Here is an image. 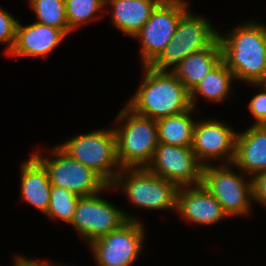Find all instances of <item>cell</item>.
Wrapping results in <instances>:
<instances>
[{
  "label": "cell",
  "mask_w": 266,
  "mask_h": 266,
  "mask_svg": "<svg viewBox=\"0 0 266 266\" xmlns=\"http://www.w3.org/2000/svg\"><path fill=\"white\" fill-rule=\"evenodd\" d=\"M146 76L127 106L139 115L159 120L192 108L190 91L170 71L143 65Z\"/></svg>",
  "instance_id": "obj_1"
},
{
  "label": "cell",
  "mask_w": 266,
  "mask_h": 266,
  "mask_svg": "<svg viewBox=\"0 0 266 266\" xmlns=\"http://www.w3.org/2000/svg\"><path fill=\"white\" fill-rule=\"evenodd\" d=\"M222 61L233 72L235 79L249 83L266 81V45L262 25H241L227 37L218 33Z\"/></svg>",
  "instance_id": "obj_2"
},
{
  "label": "cell",
  "mask_w": 266,
  "mask_h": 266,
  "mask_svg": "<svg viewBox=\"0 0 266 266\" xmlns=\"http://www.w3.org/2000/svg\"><path fill=\"white\" fill-rule=\"evenodd\" d=\"M117 120H126L125 126L114 129L118 167L146 168L159 144L157 121L137 114L127 105Z\"/></svg>",
  "instance_id": "obj_3"
},
{
  "label": "cell",
  "mask_w": 266,
  "mask_h": 266,
  "mask_svg": "<svg viewBox=\"0 0 266 266\" xmlns=\"http://www.w3.org/2000/svg\"><path fill=\"white\" fill-rule=\"evenodd\" d=\"M126 171H128V175H126ZM121 172H124L125 175ZM114 185L115 187L116 185L122 186L128 198L137 206L155 210L176 209L179 187L175 183L151 173L147 168H122L111 187Z\"/></svg>",
  "instance_id": "obj_4"
},
{
  "label": "cell",
  "mask_w": 266,
  "mask_h": 266,
  "mask_svg": "<svg viewBox=\"0 0 266 266\" xmlns=\"http://www.w3.org/2000/svg\"><path fill=\"white\" fill-rule=\"evenodd\" d=\"M218 38V32L203 17L188 11L180 18L175 34L162 52L149 64L159 71L174 68L187 56L208 48Z\"/></svg>",
  "instance_id": "obj_5"
},
{
  "label": "cell",
  "mask_w": 266,
  "mask_h": 266,
  "mask_svg": "<svg viewBox=\"0 0 266 266\" xmlns=\"http://www.w3.org/2000/svg\"><path fill=\"white\" fill-rule=\"evenodd\" d=\"M59 147L70 157L92 169L108 185L114 182L119 173L113 172L111 168L119 164L114 129L81 134Z\"/></svg>",
  "instance_id": "obj_6"
},
{
  "label": "cell",
  "mask_w": 266,
  "mask_h": 266,
  "mask_svg": "<svg viewBox=\"0 0 266 266\" xmlns=\"http://www.w3.org/2000/svg\"><path fill=\"white\" fill-rule=\"evenodd\" d=\"M52 152L57 158L51 160L34 154L47 169L51 185L62 187L80 197L92 196L111 187L92 169L70 157L59 146Z\"/></svg>",
  "instance_id": "obj_7"
},
{
  "label": "cell",
  "mask_w": 266,
  "mask_h": 266,
  "mask_svg": "<svg viewBox=\"0 0 266 266\" xmlns=\"http://www.w3.org/2000/svg\"><path fill=\"white\" fill-rule=\"evenodd\" d=\"M230 166L232 165L218 168L205 163L201 182L220 203L227 217L247 214L250 210V199H253L252 179L248 183L244 182L243 177L235 174Z\"/></svg>",
  "instance_id": "obj_8"
},
{
  "label": "cell",
  "mask_w": 266,
  "mask_h": 266,
  "mask_svg": "<svg viewBox=\"0 0 266 266\" xmlns=\"http://www.w3.org/2000/svg\"><path fill=\"white\" fill-rule=\"evenodd\" d=\"M186 5L183 0H162L134 36L141 39L144 65H149L171 41L180 18L187 12Z\"/></svg>",
  "instance_id": "obj_9"
},
{
  "label": "cell",
  "mask_w": 266,
  "mask_h": 266,
  "mask_svg": "<svg viewBox=\"0 0 266 266\" xmlns=\"http://www.w3.org/2000/svg\"><path fill=\"white\" fill-rule=\"evenodd\" d=\"M98 195L80 197L70 223L90 243L136 219Z\"/></svg>",
  "instance_id": "obj_10"
},
{
  "label": "cell",
  "mask_w": 266,
  "mask_h": 266,
  "mask_svg": "<svg viewBox=\"0 0 266 266\" xmlns=\"http://www.w3.org/2000/svg\"><path fill=\"white\" fill-rule=\"evenodd\" d=\"M143 225L128 220L119 229L90 243L99 266H130L143 247Z\"/></svg>",
  "instance_id": "obj_11"
},
{
  "label": "cell",
  "mask_w": 266,
  "mask_h": 266,
  "mask_svg": "<svg viewBox=\"0 0 266 266\" xmlns=\"http://www.w3.org/2000/svg\"><path fill=\"white\" fill-rule=\"evenodd\" d=\"M151 173L175 183L178 187L196 186L202 182L203 165L191 146L180 147L159 143L150 164Z\"/></svg>",
  "instance_id": "obj_12"
},
{
  "label": "cell",
  "mask_w": 266,
  "mask_h": 266,
  "mask_svg": "<svg viewBox=\"0 0 266 266\" xmlns=\"http://www.w3.org/2000/svg\"><path fill=\"white\" fill-rule=\"evenodd\" d=\"M236 135L235 131L219 121H202L195 123L191 147L203 166L205 165L202 163L203 159H220L221 156L224 158L226 155V160L232 164Z\"/></svg>",
  "instance_id": "obj_13"
},
{
  "label": "cell",
  "mask_w": 266,
  "mask_h": 266,
  "mask_svg": "<svg viewBox=\"0 0 266 266\" xmlns=\"http://www.w3.org/2000/svg\"><path fill=\"white\" fill-rule=\"evenodd\" d=\"M186 190L183 186L179 187L177 192L176 210L185 219L196 222L197 224H213L226 217L220 203L215 197L201 184L196 188Z\"/></svg>",
  "instance_id": "obj_14"
},
{
  "label": "cell",
  "mask_w": 266,
  "mask_h": 266,
  "mask_svg": "<svg viewBox=\"0 0 266 266\" xmlns=\"http://www.w3.org/2000/svg\"><path fill=\"white\" fill-rule=\"evenodd\" d=\"M66 34L58 29L37 22L16 26L15 42L11 56L45 57L60 44Z\"/></svg>",
  "instance_id": "obj_15"
},
{
  "label": "cell",
  "mask_w": 266,
  "mask_h": 266,
  "mask_svg": "<svg viewBox=\"0 0 266 266\" xmlns=\"http://www.w3.org/2000/svg\"><path fill=\"white\" fill-rule=\"evenodd\" d=\"M232 165L253 176L266 170V125H252L236 135Z\"/></svg>",
  "instance_id": "obj_16"
},
{
  "label": "cell",
  "mask_w": 266,
  "mask_h": 266,
  "mask_svg": "<svg viewBox=\"0 0 266 266\" xmlns=\"http://www.w3.org/2000/svg\"><path fill=\"white\" fill-rule=\"evenodd\" d=\"M221 61L222 50L217 38L208 48L190 54L171 71L191 92Z\"/></svg>",
  "instance_id": "obj_17"
},
{
  "label": "cell",
  "mask_w": 266,
  "mask_h": 266,
  "mask_svg": "<svg viewBox=\"0 0 266 266\" xmlns=\"http://www.w3.org/2000/svg\"><path fill=\"white\" fill-rule=\"evenodd\" d=\"M21 169L23 200L47 213L52 187L47 169L34 155L28 161H25Z\"/></svg>",
  "instance_id": "obj_18"
},
{
  "label": "cell",
  "mask_w": 266,
  "mask_h": 266,
  "mask_svg": "<svg viewBox=\"0 0 266 266\" xmlns=\"http://www.w3.org/2000/svg\"><path fill=\"white\" fill-rule=\"evenodd\" d=\"M162 0H105L114 9L112 21L124 34L134 37Z\"/></svg>",
  "instance_id": "obj_19"
},
{
  "label": "cell",
  "mask_w": 266,
  "mask_h": 266,
  "mask_svg": "<svg viewBox=\"0 0 266 266\" xmlns=\"http://www.w3.org/2000/svg\"><path fill=\"white\" fill-rule=\"evenodd\" d=\"M192 110L193 107L183 113L157 120L159 143L180 147L192 146L196 123L189 115Z\"/></svg>",
  "instance_id": "obj_20"
},
{
  "label": "cell",
  "mask_w": 266,
  "mask_h": 266,
  "mask_svg": "<svg viewBox=\"0 0 266 266\" xmlns=\"http://www.w3.org/2000/svg\"><path fill=\"white\" fill-rule=\"evenodd\" d=\"M232 79L233 72L221 61L190 92L192 107L195 109V96L198 94L214 102L223 101L231 89Z\"/></svg>",
  "instance_id": "obj_21"
},
{
  "label": "cell",
  "mask_w": 266,
  "mask_h": 266,
  "mask_svg": "<svg viewBox=\"0 0 266 266\" xmlns=\"http://www.w3.org/2000/svg\"><path fill=\"white\" fill-rule=\"evenodd\" d=\"M39 24L62 30L66 35L70 32L65 10V0H29Z\"/></svg>",
  "instance_id": "obj_22"
},
{
  "label": "cell",
  "mask_w": 266,
  "mask_h": 266,
  "mask_svg": "<svg viewBox=\"0 0 266 266\" xmlns=\"http://www.w3.org/2000/svg\"><path fill=\"white\" fill-rule=\"evenodd\" d=\"M80 196L62 187H51L50 204L47 215L53 219L60 218L71 223Z\"/></svg>",
  "instance_id": "obj_23"
},
{
  "label": "cell",
  "mask_w": 266,
  "mask_h": 266,
  "mask_svg": "<svg viewBox=\"0 0 266 266\" xmlns=\"http://www.w3.org/2000/svg\"><path fill=\"white\" fill-rule=\"evenodd\" d=\"M105 0H65L66 19L72 31L81 24L94 19L96 11L105 6Z\"/></svg>",
  "instance_id": "obj_24"
},
{
  "label": "cell",
  "mask_w": 266,
  "mask_h": 266,
  "mask_svg": "<svg viewBox=\"0 0 266 266\" xmlns=\"http://www.w3.org/2000/svg\"><path fill=\"white\" fill-rule=\"evenodd\" d=\"M18 21L7 11L0 8V42H8L9 47L5 50L8 54L15 42L16 26Z\"/></svg>",
  "instance_id": "obj_25"
},
{
  "label": "cell",
  "mask_w": 266,
  "mask_h": 266,
  "mask_svg": "<svg viewBox=\"0 0 266 266\" xmlns=\"http://www.w3.org/2000/svg\"><path fill=\"white\" fill-rule=\"evenodd\" d=\"M255 85L263 86L265 92L255 95L249 103V110L255 117L254 125H266V84L255 83Z\"/></svg>",
  "instance_id": "obj_26"
},
{
  "label": "cell",
  "mask_w": 266,
  "mask_h": 266,
  "mask_svg": "<svg viewBox=\"0 0 266 266\" xmlns=\"http://www.w3.org/2000/svg\"><path fill=\"white\" fill-rule=\"evenodd\" d=\"M253 200L266 206V170L256 174L252 178Z\"/></svg>",
  "instance_id": "obj_27"
},
{
  "label": "cell",
  "mask_w": 266,
  "mask_h": 266,
  "mask_svg": "<svg viewBox=\"0 0 266 266\" xmlns=\"http://www.w3.org/2000/svg\"><path fill=\"white\" fill-rule=\"evenodd\" d=\"M14 264V266H55L52 265L50 262H39L28 258H23L22 256H18Z\"/></svg>",
  "instance_id": "obj_28"
},
{
  "label": "cell",
  "mask_w": 266,
  "mask_h": 266,
  "mask_svg": "<svg viewBox=\"0 0 266 266\" xmlns=\"http://www.w3.org/2000/svg\"><path fill=\"white\" fill-rule=\"evenodd\" d=\"M262 32H263V37H264V42L266 45V27L262 25Z\"/></svg>",
  "instance_id": "obj_29"
}]
</instances>
